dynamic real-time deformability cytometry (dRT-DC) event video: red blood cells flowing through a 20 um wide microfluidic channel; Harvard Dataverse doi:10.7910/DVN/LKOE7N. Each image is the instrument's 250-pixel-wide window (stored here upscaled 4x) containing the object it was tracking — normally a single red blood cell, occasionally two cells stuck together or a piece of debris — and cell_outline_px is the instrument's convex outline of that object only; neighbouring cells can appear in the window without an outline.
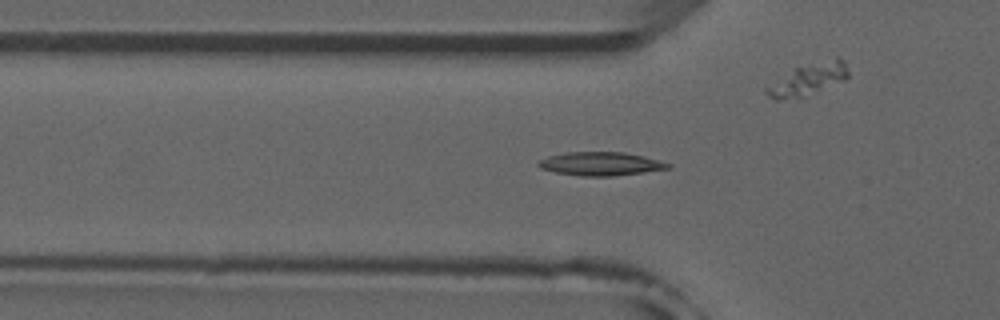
{"species": "common noctule bat (a hibernating species)", "species_latin": "Nyctalus noctula", "temperature_condition": "room temperature", "stored_images_in_passage": 52, "camera_frame_rate_fps": 3000, "um_per_image_px": 0.085, "animal": {"sex": "male", "forearm_length_mm": 52.5}, "frame": {"image": 1, "passage_image": 17, "time_ms": 5.333, "image_size_px": [1000, 320], "cell_outline_px": [[672, 168], [644, 172], [612, 176], [580, 176], [556, 172], [540, 168], [536, 164], [540, 160], [548, 156], [568, 152], [624, 152], [644, 156], [672, 164]], "centroid_in_image_um": [51.08, 13.92], "position_along_channel_um": 74.7, "area_um2": 17.74}}
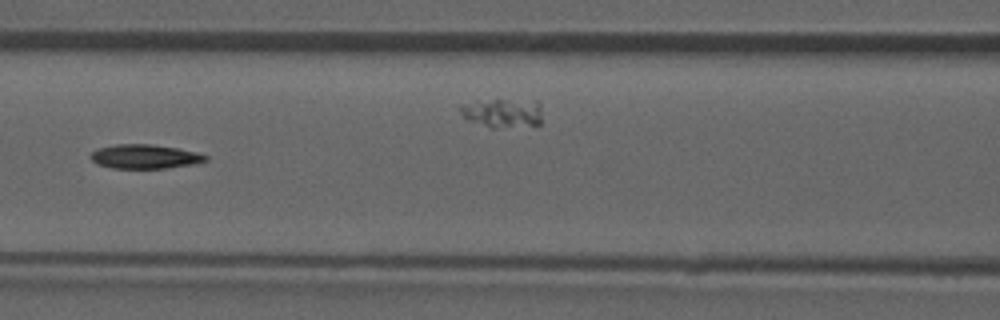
{"frame": {"image": 2, "passage_image": 23, "time_ms": 7.333, "image_size_px": [1000, 320], "cell_outline_px": [[208, 160], [192, 164], [168, 168], [112, 168], [96, 164], [88, 156], [96, 148], [116, 144], [152, 144], [180, 148], [196, 152], [208, 156]], "centroid_in_image_um": [12.28, 13.3], "position_along_channel_um": 154.3, "area_um2": 16.36}}
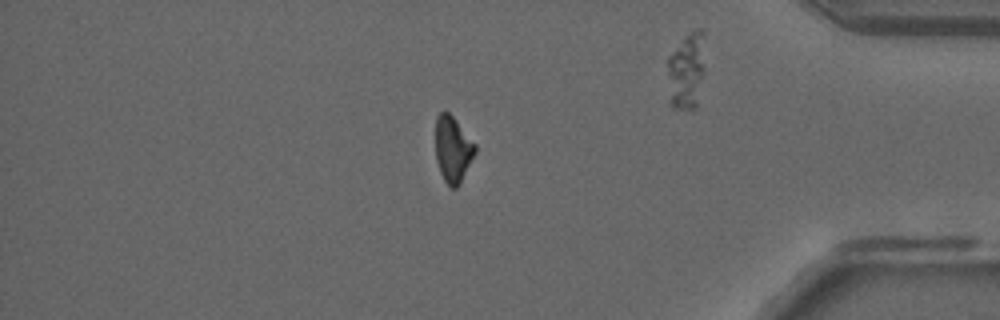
{"frame": {"image": 3, "passage_image": 44, "time_ms": 14.333, "image_size_px": [1000, 320], "cell_outline_px": [[476, 152], [460, 184], [456, 188], [452, 188], [444, 180], [440, 172], [436, 160], [436, 116], [440, 112], [448, 112], [452, 116], [476, 144]], "centroid_in_image_um": [38.49, 12.7], "position_along_channel_um": 396.7, "area_um2": 15.14}}